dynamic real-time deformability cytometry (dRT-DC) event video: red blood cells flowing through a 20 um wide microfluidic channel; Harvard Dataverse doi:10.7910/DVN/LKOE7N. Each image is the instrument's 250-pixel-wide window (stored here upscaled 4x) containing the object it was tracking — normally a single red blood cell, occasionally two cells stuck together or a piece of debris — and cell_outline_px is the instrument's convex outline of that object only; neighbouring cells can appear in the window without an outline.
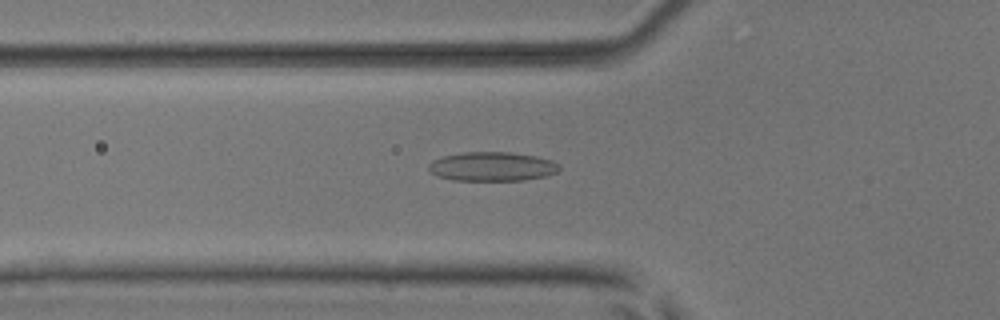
{"species": "common noctule bat (a hibernating species)", "species_latin": "Nyctalus noctula", "temperature_condition": "room temperature", "stored_images_in_passage": 50, "camera_frame_rate_fps": 3000, "um_per_image_px": 0.085, "animal": {"sex": "male", "body_mass_g": 17.9, "forearm_length_mm": 54.2}, "frame": {"image": 1, "passage_image": 18, "time_ms": 5.667, "image_size_px": [1000, 320], "cell_outline_px": [[560, 168], [556, 172], [544, 176], [524, 180], [452, 180], [436, 176], [428, 168], [428, 164], [432, 160], [440, 156], [464, 152], [512, 152], [536, 156], [552, 160], [560, 164]], "centroid_in_image_um": [41.81, 14.14], "position_along_channel_um": 84.0, "area_um2": 22.31}}
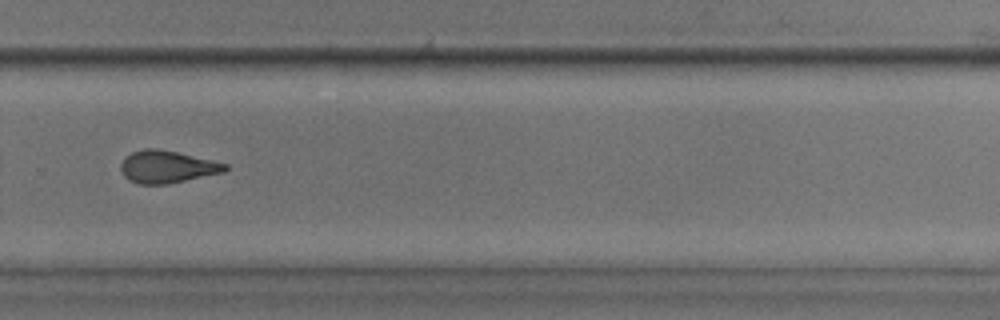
{"frame": {"image": 2, "passage_image": 35, "time_ms": 11.333, "image_size_px": [1000, 320], "cell_outline_px": [[228, 168], [224, 172], [168, 184], [140, 184], [128, 180], [124, 176], [120, 168], [120, 164], [124, 156], [132, 152], [144, 148], [156, 148], [176, 152], [228, 164]], "centroid_in_image_um": [14.16, 14.18], "position_along_channel_um": 315.6, "area_um2": 19.65}}
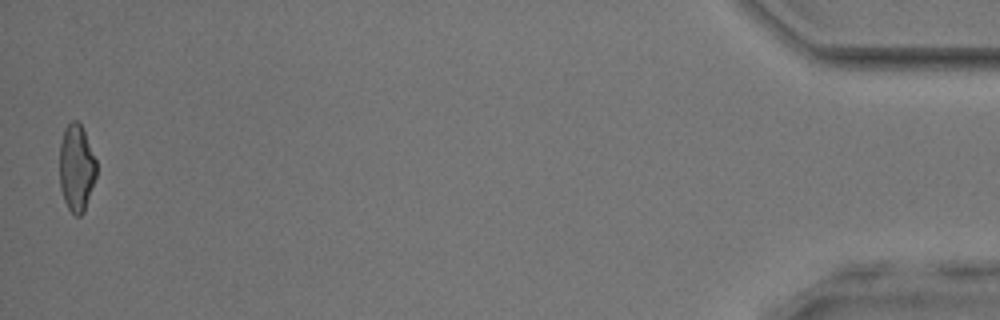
{"frame": {"image": 3, "passage_image": 50, "time_ms": 16.333, "image_size_px": [1000, 320], "cell_outline_px": [[96, 176], [84, 212], [80, 216], [76, 216], [68, 208], [64, 200], [60, 188], [60, 144], [64, 128], [72, 120], [76, 120], [80, 124], [84, 132], [96, 160]], "centroid_in_image_um": [6.49, 14.28], "position_along_channel_um": 428.7, "area_um2": 18.55}, "authors_computed_cell_mechanics": {"area_um2": 20.2878, "velocity_mm_per_s": 4.0937, "shape_relaxation_time_tau1_ms": null, "shape_relaxation_time_tau2_ms": 2.0299, "deformation_change_tau1": null, "deformation_change_tau2": 0.0965}}